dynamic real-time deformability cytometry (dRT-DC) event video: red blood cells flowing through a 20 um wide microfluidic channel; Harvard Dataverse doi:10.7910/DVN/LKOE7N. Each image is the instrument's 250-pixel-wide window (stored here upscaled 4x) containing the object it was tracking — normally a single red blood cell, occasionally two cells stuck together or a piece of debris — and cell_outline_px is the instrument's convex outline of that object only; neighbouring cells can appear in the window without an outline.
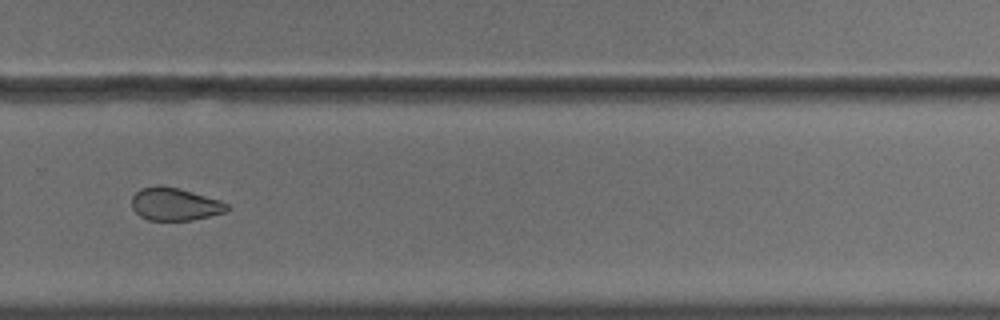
{"species": "common noctule bat (a hibernating species)", "species_latin": "Nyctalus noctula", "temperature_condition": "cold", "stored_images_in_passage": 41, "camera_frame_rate_fps": 3000, "um_per_image_px": 0.085, "animal": {"sex": "male", "body_mass_g": 18.8}, "frame": {"image": 1, "passage_image": 24, "time_ms": 7.667, "image_size_px": [1000, 320], "cell_outline_px": [[228, 212], [192, 220], [148, 220], [140, 216], [132, 208], [132, 196], [140, 188], [156, 184], [160, 184], [180, 188], [220, 200], [228, 204]], "centroid_in_image_um": [14.85, 17.34], "position_along_channel_um": 314.9, "area_um2": 18.44}, "authors_computed_cell_mechanics": {"area_um2": 19.074, "velocity_mm_per_s": 3.6332, "shape_relaxation_time_tau1_ms": null, "shape_relaxation_time_tau2_ms": 3.122, "deformation_change_tau1": null, "deformation_change_tau2": 0.0875}}